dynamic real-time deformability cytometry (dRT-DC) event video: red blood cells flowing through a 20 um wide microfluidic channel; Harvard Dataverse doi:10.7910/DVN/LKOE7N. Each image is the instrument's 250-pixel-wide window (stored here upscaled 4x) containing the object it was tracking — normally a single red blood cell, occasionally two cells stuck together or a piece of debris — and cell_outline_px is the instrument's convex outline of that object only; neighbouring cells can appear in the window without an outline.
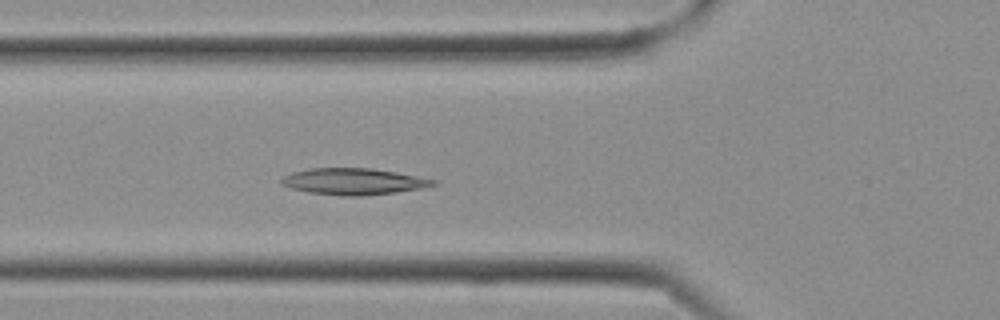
{"species": "Egyptian fruit bat (a non-hibernating species)", "species_latin": "Rousettus aegyptiacus", "temperature_condition": "cold", "stored_images_in_passage": 10, "camera_frame_rate_fps": 3000, "um_per_image_px": 0.085, "frame": {"image": 1, "passage_image": 10, "time_ms": 3.0, "image_size_px": [1000, 320], "cell_outline_px": [[440, 180], [436, 184], [420, 188], [396, 192], [360, 196], [340, 196], [312, 192], [292, 188], [280, 184], [280, 180], [284, 176], [292, 172], [312, 168], [372, 168], [396, 172]], "centroid_in_image_um": [30.07, 15.42], "position_along_channel_um": 95.7, "area_um2": 23.29}}